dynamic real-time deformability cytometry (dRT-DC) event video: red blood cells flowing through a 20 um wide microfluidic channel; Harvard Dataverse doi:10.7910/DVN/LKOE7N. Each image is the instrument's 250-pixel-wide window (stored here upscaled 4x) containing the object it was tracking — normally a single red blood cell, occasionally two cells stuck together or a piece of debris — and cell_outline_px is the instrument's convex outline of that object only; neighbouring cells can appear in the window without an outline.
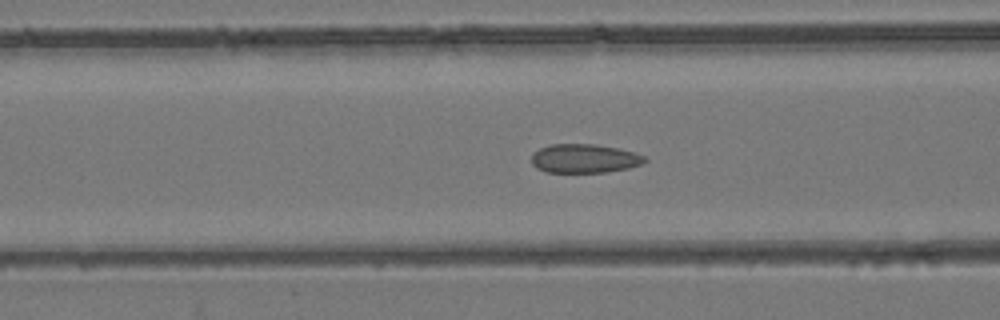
{"species": "common noctule bat (a hibernating species)", "species_latin": "Nyctalus noctula", "temperature_condition": "room temperature", "stored_images_in_passage": 48, "camera_frame_rate_fps": 3000, "um_per_image_px": 0.085, "animal": {"sex": "female", "body_mass_g": 24.6, "forearm_length_mm": 56.2}, "frame": {"image": 1, "passage_image": 16, "time_ms": 5.0, "image_size_px": [1000, 320], "cell_outline_px": [[648, 160], [640, 164], [628, 168], [608, 172], [548, 172], [536, 168], [532, 164], [532, 156], [540, 148], [552, 144], [596, 144], [636, 152], [644, 156]], "centroid_in_image_um": [49.69, 13.47], "position_along_channel_um": 116.9, "area_um2": 18.96}}
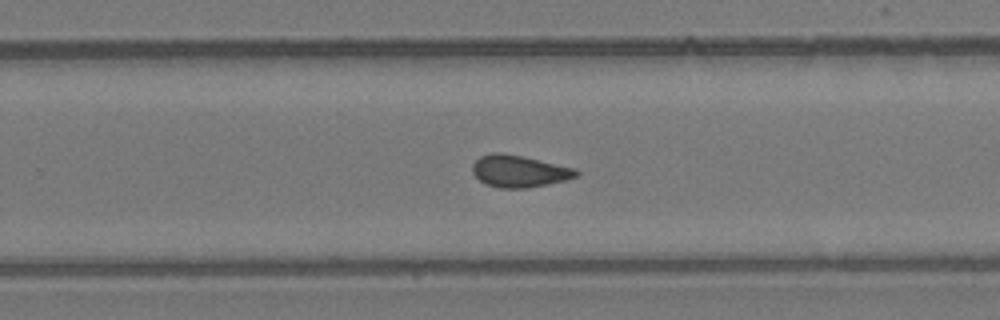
{"frame": {"image": 2, "passage_image": 29, "time_ms": 9.333, "image_size_px": [1000, 320], "cell_outline_px": [[580, 176], [548, 184], [528, 188], [500, 188], [484, 184], [472, 172], [472, 164], [480, 156], [492, 152], [496, 152], [520, 156], [576, 168], [580, 172]], "centroid_in_image_um": [44.13, 14.56], "position_along_channel_um": 285.7, "area_um2": 19.31}}
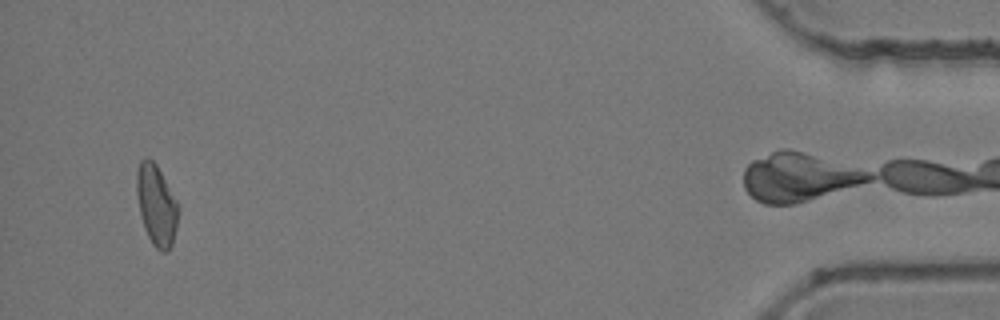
{"frame": {"image": 3, "passage_image": 46, "time_ms": 15.0, "image_size_px": [1000, 320], "cell_outline_px": [[176, 228], [172, 244], [168, 252], [160, 252], [152, 244], [144, 228], [140, 212], [136, 192], [136, 172], [140, 160], [148, 156], [156, 164], [176, 200]], "centroid_in_image_um": [13.25, 17.43], "position_along_channel_um": 421.9, "area_um2": 19.25}}